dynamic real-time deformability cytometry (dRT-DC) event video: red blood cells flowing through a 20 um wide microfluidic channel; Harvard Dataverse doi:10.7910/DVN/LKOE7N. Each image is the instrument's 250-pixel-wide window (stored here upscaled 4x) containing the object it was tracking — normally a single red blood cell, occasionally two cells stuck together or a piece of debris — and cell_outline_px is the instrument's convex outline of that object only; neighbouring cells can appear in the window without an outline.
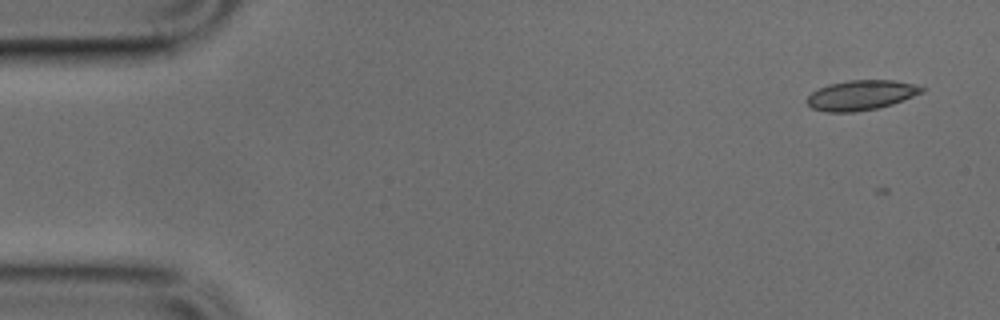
{"species": "common noctule bat (a hibernating species)", "species_latin": "Nyctalus noctula", "temperature_condition": "cold", "stored_images_in_passage": 12, "camera_frame_rate_fps": 3000, "um_per_image_px": 0.085, "animal": {"sex": "male", "body_mass_g": 17.9, "forearm_length_mm": 54.2}, "frame": {"image": 1, "passage_image": 3, "time_ms": 0.667, "image_size_px": [1000, 320], "cell_outline_px": [[928, 88], [924, 92], [892, 104], [876, 108], [852, 112], [824, 112], [812, 108], [804, 100], [812, 92], [828, 84], [848, 80], [892, 80], [912, 84]], "centroid_in_image_um": [73.18, 8.09], "position_along_channel_um": 11.8, "area_um2": 20.0}}